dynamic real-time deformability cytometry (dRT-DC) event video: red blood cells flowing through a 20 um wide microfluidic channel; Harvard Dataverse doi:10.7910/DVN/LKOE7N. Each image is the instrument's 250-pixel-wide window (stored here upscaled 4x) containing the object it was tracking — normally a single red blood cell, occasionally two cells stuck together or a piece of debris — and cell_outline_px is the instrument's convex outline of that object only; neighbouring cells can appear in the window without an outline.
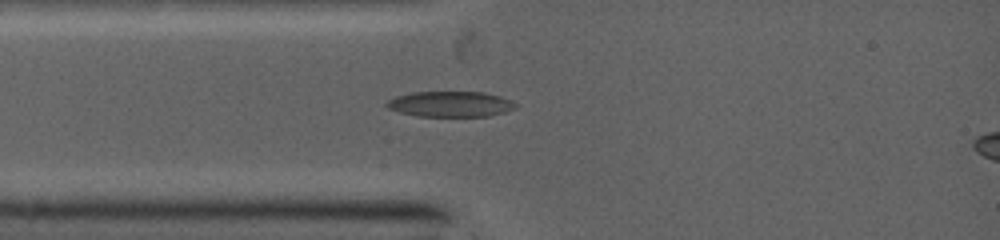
{"species": "common noctule bat (a hibernating species)", "species_latin": "Nyctalus noctula", "temperature_condition": "warm", "stored_images_in_passage": 2, "camera_frame_rate_fps": 5000, "um_per_image_px": 0.085, "animal": {"sex": "female", "body_mass_g": 19.0, "forearm_length_mm": 53.3}, "frame": {"image": 1, "passage_image": 2, "time_ms": 1.0, "image_size_px": [1000, 240], "cell_outline_px": [[516, 104], [512, 108], [504, 112], [488, 116], [420, 116], [400, 112], [388, 108], [384, 104], [388, 100], [396, 96], [416, 92], [484, 92], [500, 96]], "centroid_in_image_um": [38.24, 8.84], "position_along_channel_um": 46.8, "area_um2": 18.84}}